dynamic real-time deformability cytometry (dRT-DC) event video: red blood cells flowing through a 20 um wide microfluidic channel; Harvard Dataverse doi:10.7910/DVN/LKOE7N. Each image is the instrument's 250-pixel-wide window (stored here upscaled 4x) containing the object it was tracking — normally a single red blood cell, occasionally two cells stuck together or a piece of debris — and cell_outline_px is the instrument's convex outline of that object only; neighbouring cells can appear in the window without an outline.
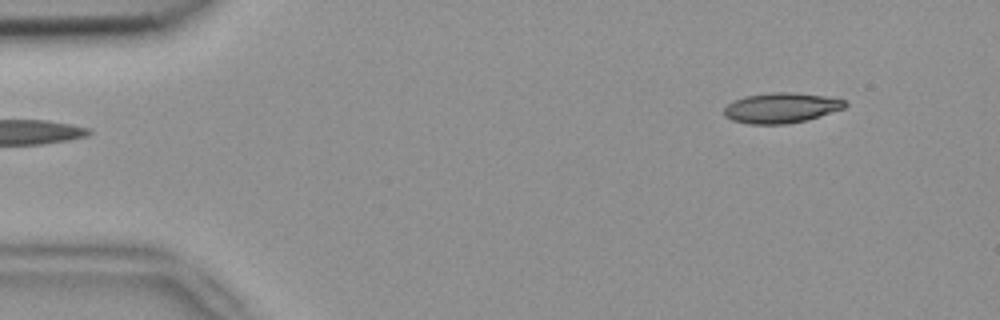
{"species": "common noctule bat (a hibernating species)", "species_latin": "Nyctalus noctula", "temperature_condition": "room temperature", "stored_images_in_passage": 8, "camera_frame_rate_fps": 3000, "um_per_image_px": 0.085, "animal": {"sex": "female", "body_mass_g": 18.4}, "frame": {"image": 1, "passage_image": 1, "time_ms": 0.0, "image_size_px": [1000, 320], "cell_outline_px": [[848, 104], [844, 108], [808, 120], [784, 124], [748, 124], [732, 120], [724, 116], [724, 108], [728, 104], [744, 96], [772, 92], [792, 92], [824, 96], [844, 100]], "centroid_in_image_um": [66.39, 9.17], "position_along_channel_um": 18.6, "area_um2": 21.27}}
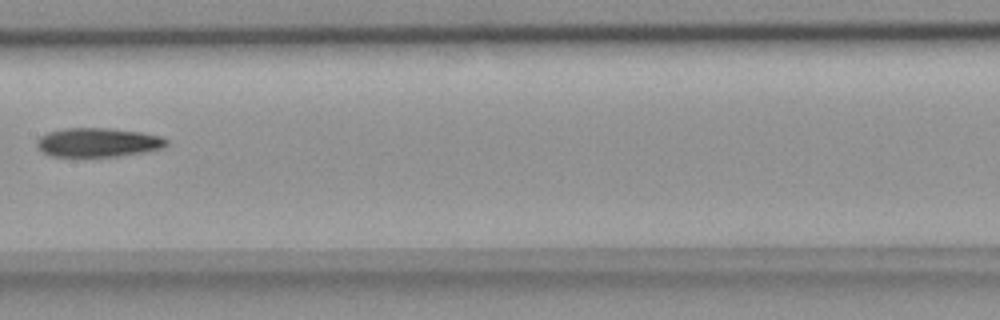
{"frame": {"image": 2, "passage_image": 7, "time_ms": 2.0, "image_size_px": [1000, 320], "cell_outline_px": [[168, 144], [160, 148], [144, 152], [120, 156], [48, 156], [36, 144], [36, 140], [40, 136], [48, 132], [64, 128], [108, 128], [140, 132], [160, 136], [168, 140]], "centroid_in_image_um": [8.31, 12.1], "position_along_channel_um": 199.1, "area_um2": 21.79}}
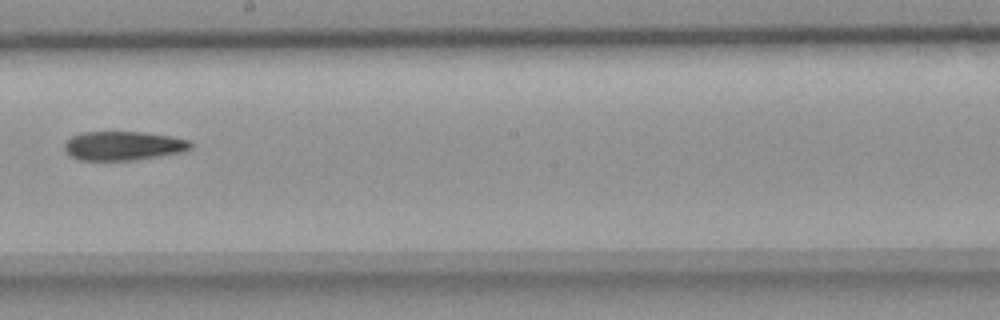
{"frame": {"image": 3, "passage_image": 8, "time_ms": 2.333, "image_size_px": [1000, 320], "cell_outline_px": [[192, 148], [184, 152], [136, 160], [76, 160], [68, 156], [64, 148], [64, 144], [72, 136], [80, 132], [144, 132], [172, 136], [192, 140]], "centroid_in_image_um": [10.5, 12.39], "position_along_channel_um": 237.7, "area_um2": 21.73}}